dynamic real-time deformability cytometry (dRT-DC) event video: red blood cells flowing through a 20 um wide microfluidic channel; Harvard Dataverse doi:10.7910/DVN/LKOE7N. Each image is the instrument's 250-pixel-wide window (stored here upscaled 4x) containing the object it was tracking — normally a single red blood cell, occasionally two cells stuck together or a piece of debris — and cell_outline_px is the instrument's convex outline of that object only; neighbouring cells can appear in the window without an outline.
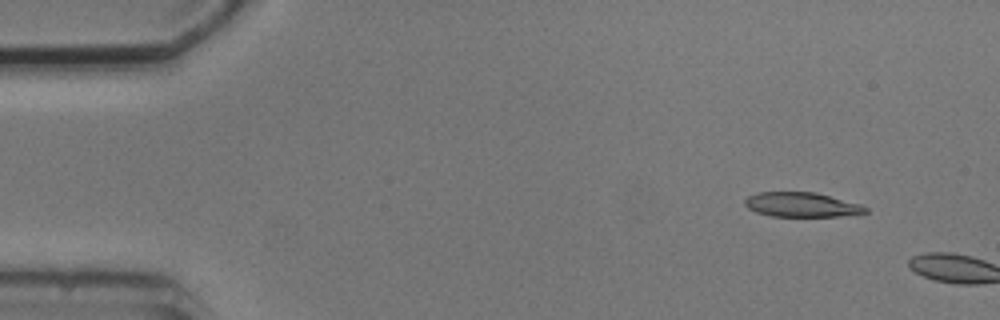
{"species": "common noctule bat (a hibernating species)", "species_latin": "Nyctalus noctula", "temperature_condition": "cold", "stored_images_in_passage": 2, "camera_frame_rate_fps": 3000, "um_per_image_px": 0.085, "animal": {"sex": "male", "body_mass_g": 20.5, "forearm_length_mm": 52.5}, "frame": {"image": 1, "passage_image": 1, "time_ms": 0.0, "image_size_px": [1000, 320], "cell_outline_px": [[868, 212], [840, 216], [772, 216], [756, 212], [748, 208], [744, 204], [744, 200], [748, 196], [756, 192], [816, 192], [860, 204], [868, 208]], "centroid_in_image_um": [68.12, 17.39], "position_along_channel_um": 16.9, "area_um2": 17.22}}